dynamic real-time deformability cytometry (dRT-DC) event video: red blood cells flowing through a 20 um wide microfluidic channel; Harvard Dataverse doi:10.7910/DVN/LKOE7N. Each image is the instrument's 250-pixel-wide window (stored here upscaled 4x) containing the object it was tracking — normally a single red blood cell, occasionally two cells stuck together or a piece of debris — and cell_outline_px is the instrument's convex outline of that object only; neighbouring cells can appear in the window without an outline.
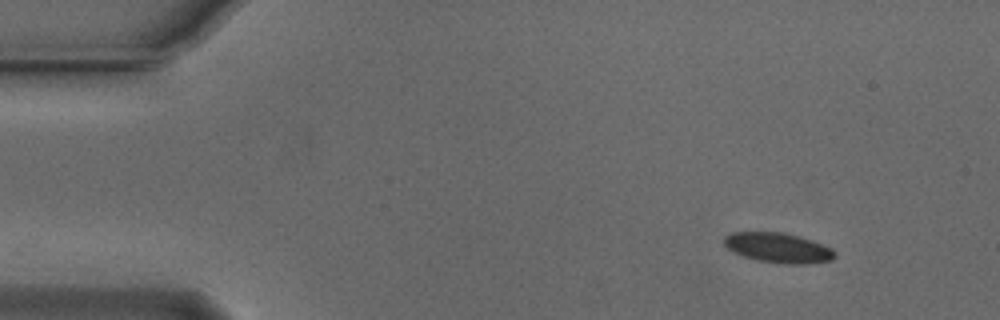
{"species": "Egyptian fruit bat (a non-hibernating species)", "species_latin": "Rousettus aegyptiacus", "temperature_condition": "cold", "stored_images_in_passage": 49, "camera_frame_rate_fps": 3000, "um_per_image_px": 0.085, "animal": {"sex": "male"}, "frame": {"image": 1, "passage_image": 1, "time_ms": 0.0, "image_size_px": [1000, 320], "cell_outline_px": [[836, 256], [832, 260], [804, 264], [780, 264], [756, 260], [744, 256], [728, 248], [724, 244], [724, 236], [732, 232], [784, 232], [812, 240], [832, 248], [836, 252]], "centroid_in_image_um": [66.17, 21.06], "position_along_channel_um": 18.8, "area_um2": 19.36}}
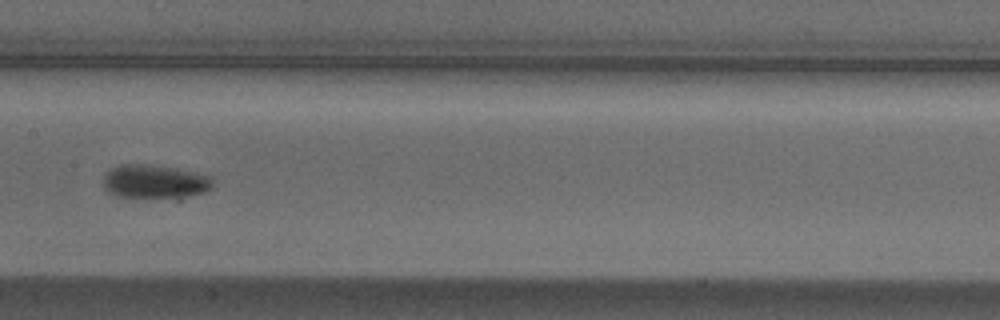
{"frame": {"image": 2, "passage_image": 22, "time_ms": 7.0, "image_size_px": [1000, 320], "cell_outline_px": [[212, 188], [204, 192], [188, 196], [116, 196], [108, 192], [104, 188], [104, 176], [112, 168], [120, 164], [140, 164], [176, 168], [212, 176]], "centroid_in_image_um": [13.15, 15.41], "position_along_channel_um": 194.2, "area_um2": 20.92}}
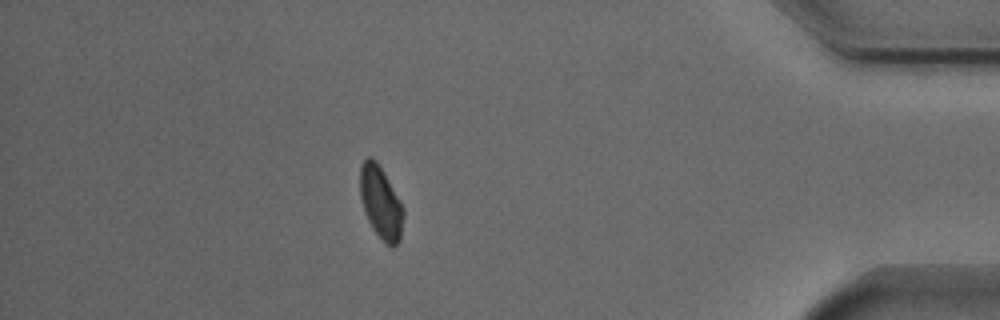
{"frame": {"image": 3, "passage_image": 42, "time_ms": 13.667, "image_size_px": [1000, 320], "cell_outline_px": [[404, 212], [400, 240], [392, 248], [372, 228], [368, 220], [360, 196], [360, 164], [368, 156], [372, 156], [376, 160], [384, 172], [404, 208]], "centroid_in_image_um": [32.36, 17.17], "position_along_channel_um": 402.8, "area_um2": 18.15}, "authors_computed_cell_mechanics": {"area_um2": 19.652, "velocity_mm_per_s": 3.8289, "shape_relaxation_time_tau1_ms": 7.6889, "shape_relaxation_time_tau2_ms": null, "deformation_change_tau1": 0.1437, "deformation_change_tau2": null}}